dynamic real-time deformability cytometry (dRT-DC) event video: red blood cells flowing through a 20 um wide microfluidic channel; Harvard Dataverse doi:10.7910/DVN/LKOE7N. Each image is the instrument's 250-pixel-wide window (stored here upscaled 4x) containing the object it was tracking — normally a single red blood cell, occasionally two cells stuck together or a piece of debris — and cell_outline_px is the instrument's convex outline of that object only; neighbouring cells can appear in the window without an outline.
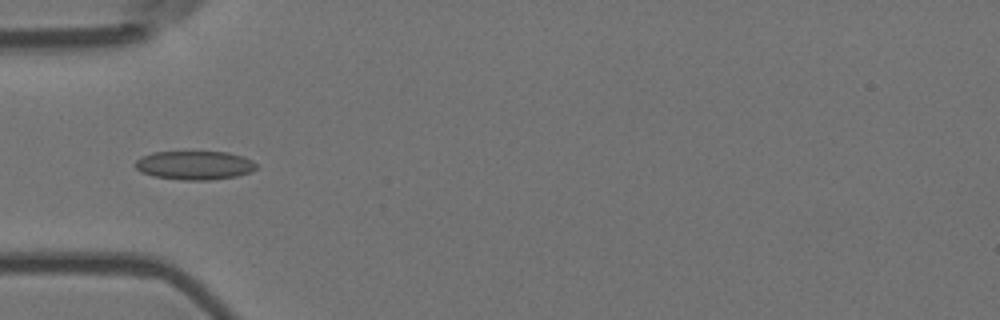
{"species": "Egyptian fruit bat (a non-hibernating species)", "species_latin": "Rousettus aegyptiacus", "temperature_condition": "room temperature", "stored_images_in_passage": 7, "camera_frame_rate_fps": 3000, "um_per_image_px": 0.085, "animal": {"sex": "female"}, "frame": {"image": 1, "passage_image": 5, "time_ms": 1.333, "image_size_px": [1000, 320], "cell_outline_px": [[256, 168], [252, 172], [236, 176], [208, 180], [184, 180], [152, 176], [140, 172], [132, 164], [140, 156], [152, 152], [228, 152], [244, 156], [252, 160], [256, 164]], "centroid_in_image_um": [16.51, 14.04], "position_along_channel_um": 68.5, "area_um2": 20.52}}
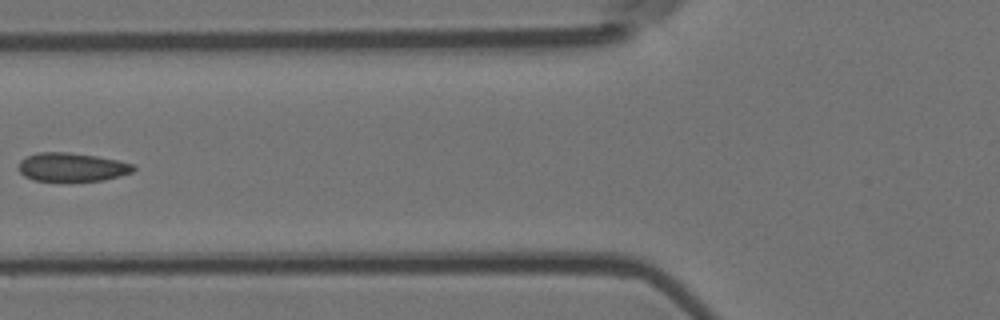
{"frame": {"image": 2, "passage_image": 6, "time_ms": 1.667, "image_size_px": [1000, 320], "cell_outline_px": [[136, 168], [132, 172], [120, 176], [104, 180], [32, 180], [24, 176], [16, 168], [20, 160], [36, 152], [68, 152], [96, 156], [136, 164]], "centroid_in_image_um": [6.1, 14.19], "position_along_channel_um": 119.7, "area_um2": 19.13}}
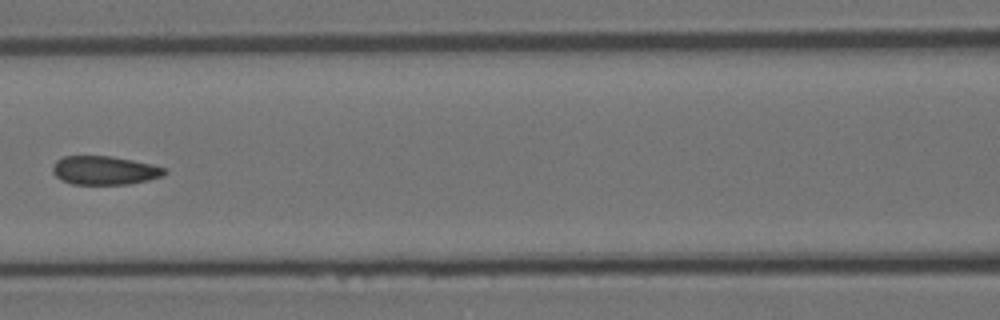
{"frame": {"image": 3, "passage_image": 7, "time_ms": 2.0, "image_size_px": [1000, 320], "cell_outline_px": [[168, 172], [164, 176], [148, 180], [128, 184], [72, 184], [60, 180], [52, 172], [52, 164], [56, 160], [64, 156], [112, 156], [152, 164], [168, 168]], "centroid_in_image_um": [8.9, 14.48], "position_along_channel_um": 157.7, "area_um2": 18.96}}